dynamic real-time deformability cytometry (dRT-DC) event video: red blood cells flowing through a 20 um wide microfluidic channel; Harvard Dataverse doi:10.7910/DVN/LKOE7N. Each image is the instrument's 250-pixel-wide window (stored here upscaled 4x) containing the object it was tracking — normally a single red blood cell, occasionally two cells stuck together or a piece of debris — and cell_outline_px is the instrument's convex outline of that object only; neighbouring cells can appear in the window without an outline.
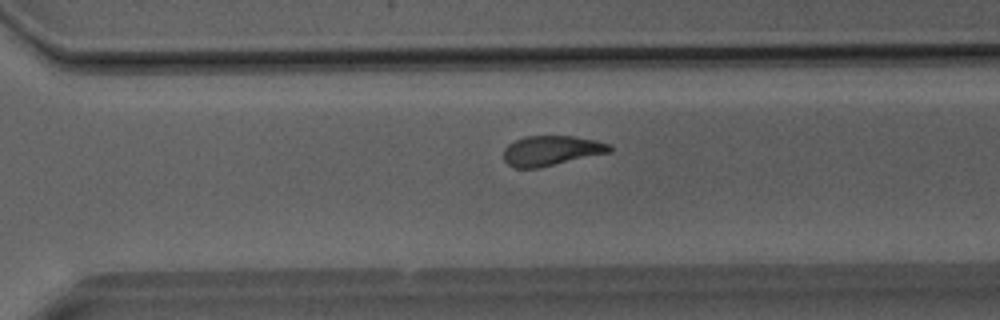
{"species": "Egyptian fruit bat (a non-hibernating species)", "species_latin": "Rousettus aegyptiacus", "temperature_condition": "room temperature", "stored_images_in_passage": 33, "camera_frame_rate_fps": 3000, "um_per_image_px": 0.085, "animal": {"sex": "male"}, "frame": {"image": 1, "passage_image": 21, "time_ms": 6.667, "image_size_px": [1000, 320], "cell_outline_px": [[612, 152], [540, 168], [512, 168], [504, 160], [504, 148], [508, 144], [524, 136], [572, 136], [596, 140], [608, 144], [612, 148]], "centroid_in_image_um": [46.86, 12.81], "position_along_channel_um": 323.7, "area_um2": 18.67}}
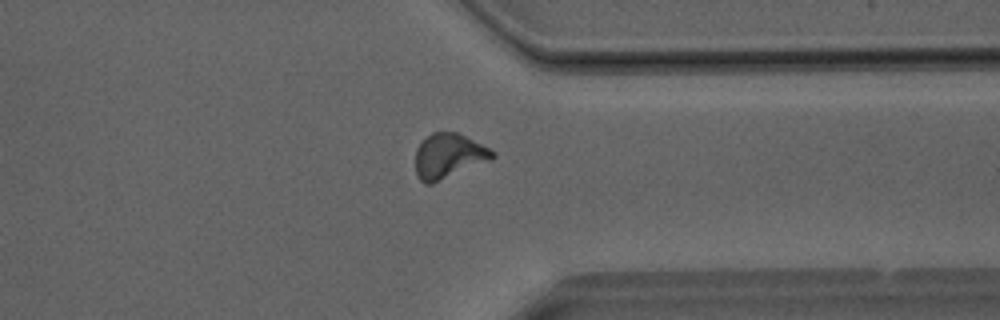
{"frame": {"image": 2, "passage_image": 24, "time_ms": 7.667, "image_size_px": [1000, 320], "cell_outline_px": [[496, 156], [492, 160], [432, 184], [424, 184], [416, 176], [416, 148], [432, 132], [456, 132], [496, 152]], "centroid_in_image_um": [38.13, 13.29], "position_along_channel_um": 373.3, "area_um2": 20.06}}
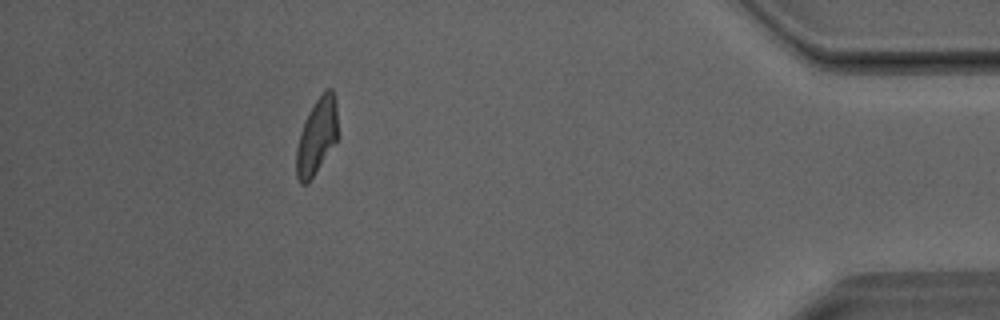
{"frame": {"image": 3, "passage_image": 29, "time_ms": 9.333, "image_size_px": [1000, 320], "cell_outline_px": [[336, 140], [312, 176], [304, 184], [300, 184], [296, 176], [296, 152], [300, 132], [304, 120], [308, 112], [324, 88], [332, 88], [336, 104]], "centroid_in_image_um": [26.89, 11.52], "position_along_channel_um": 408.3, "area_um2": 17.8}}